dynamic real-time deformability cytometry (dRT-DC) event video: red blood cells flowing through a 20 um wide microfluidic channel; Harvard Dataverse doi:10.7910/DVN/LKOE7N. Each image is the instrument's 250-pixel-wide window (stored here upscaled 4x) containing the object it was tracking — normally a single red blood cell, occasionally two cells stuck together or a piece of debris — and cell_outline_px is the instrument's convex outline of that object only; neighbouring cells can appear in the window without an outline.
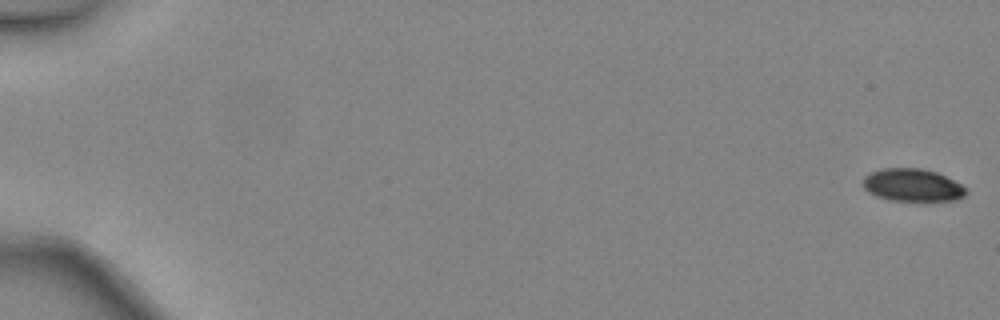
{"species": "common noctule bat (a hibernating species)", "species_latin": "Nyctalus noctula", "temperature_condition": "warm", "stored_images_in_passage": 16, "camera_frame_rate_fps": 3000, "um_per_image_px": 0.085, "animal": {"sex": "female", "body_mass_g": 24.6, "forearm_length_mm": 56.2}, "frame": {"image": 1, "passage_image": 1, "time_ms": 0.0, "image_size_px": [1000, 320], "cell_outline_px": [[968, 192], [964, 196], [956, 200], [888, 200], [876, 196], [868, 192], [864, 188], [864, 176], [880, 168], [920, 168], [936, 172], [960, 184]], "centroid_in_image_um": [77.53, 15.73], "position_along_channel_um": 7.5, "area_um2": 19.36}}
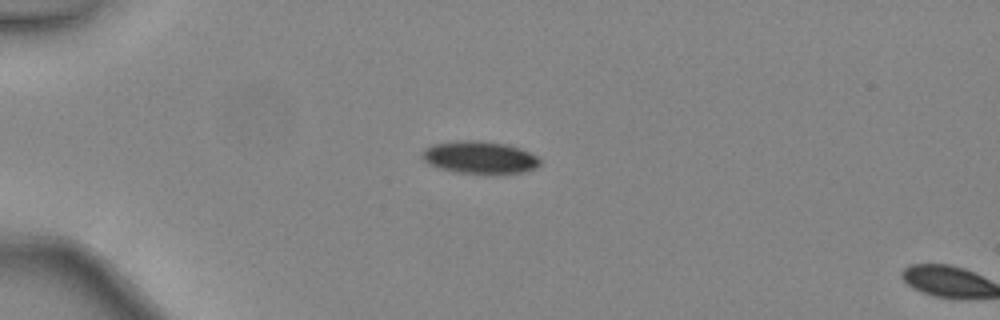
{"frame": {"image": 2, "passage_image": 14, "time_ms": 4.333, "image_size_px": [1000, 320], "cell_outline_px": [[540, 164], [536, 168], [524, 172], [496, 176], [456, 172], [440, 168], [428, 164], [420, 156], [420, 152], [424, 148], [432, 144], [456, 140], [484, 140], [508, 144], [520, 148], [536, 156], [540, 160]], "centroid_in_image_um": [40.76, 13.4], "position_along_channel_um": 44.2, "area_um2": 23.18}}